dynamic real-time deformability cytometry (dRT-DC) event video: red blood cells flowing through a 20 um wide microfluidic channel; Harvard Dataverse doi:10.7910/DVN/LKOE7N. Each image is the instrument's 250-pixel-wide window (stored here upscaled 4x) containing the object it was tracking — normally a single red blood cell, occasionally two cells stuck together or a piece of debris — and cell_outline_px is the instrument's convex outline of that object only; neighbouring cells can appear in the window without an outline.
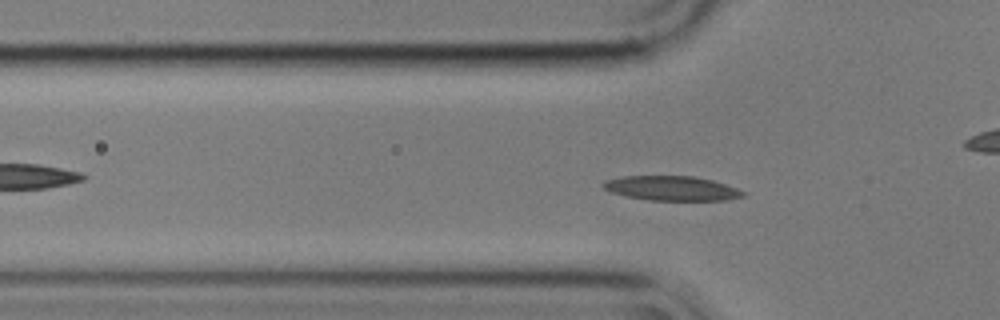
{"species": "common noctule bat (a hibernating species)", "species_latin": "Nyctalus noctula", "temperature_condition": "cold", "stored_images_in_passage": 52, "camera_frame_rate_fps": 3000, "um_per_image_px": 0.085, "animal": {"sex": "male", "body_mass_g": 17.9}, "frame": {"image": 1, "passage_image": 12, "time_ms": 3.667, "image_size_px": [1000, 320], "cell_outline_px": [[744, 196], [724, 200], [648, 200], [628, 196], [612, 192], [604, 188], [600, 184], [608, 180], [624, 176], [692, 176], [712, 180], [736, 188], [744, 192]], "centroid_in_image_um": [57.08, 16.0], "position_along_channel_um": 68.7, "area_um2": 19.65}}
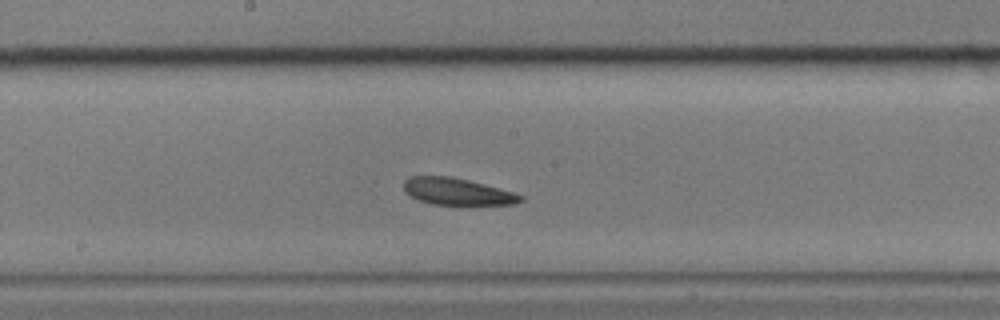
{"frame": {"image": 2, "passage_image": 24, "time_ms": 7.667, "image_size_px": [1000, 320], "cell_outline_px": [[524, 200], [512, 204], [460, 208], [456, 208], [432, 204], [420, 200], [404, 192], [404, 180], [408, 176], [452, 176], [500, 188], [524, 196]], "centroid_in_image_um": [38.89, 16.34], "position_along_channel_um": 209.3, "area_um2": 19.31}}
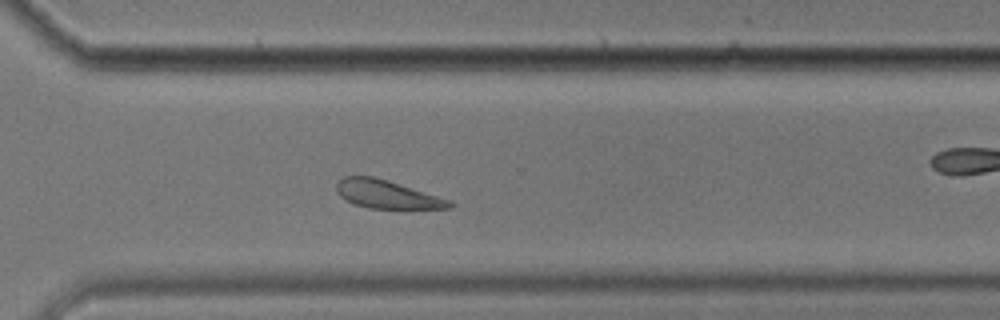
{"frame": {"image": 3, "passage_image": 35, "time_ms": 11.333, "image_size_px": [1000, 320], "cell_outline_px": [[456, 204], [452, 208], [368, 208], [352, 204], [344, 200], [336, 192], [336, 184], [344, 176], [372, 176], [388, 180], [452, 200]], "centroid_in_image_um": [32.89, 16.52], "position_along_channel_um": 337.7, "area_um2": 18.73}, "authors_computed_cell_mechanics": {"area_um2": 19.5942, "velocity_mm_per_s": 3.507, "shape_relaxation_time_tau1_ms": 3.4963, "shape_relaxation_time_tau2_ms": null, "deformation_change_tau1": 0.094, "deformation_change_tau2": null}}